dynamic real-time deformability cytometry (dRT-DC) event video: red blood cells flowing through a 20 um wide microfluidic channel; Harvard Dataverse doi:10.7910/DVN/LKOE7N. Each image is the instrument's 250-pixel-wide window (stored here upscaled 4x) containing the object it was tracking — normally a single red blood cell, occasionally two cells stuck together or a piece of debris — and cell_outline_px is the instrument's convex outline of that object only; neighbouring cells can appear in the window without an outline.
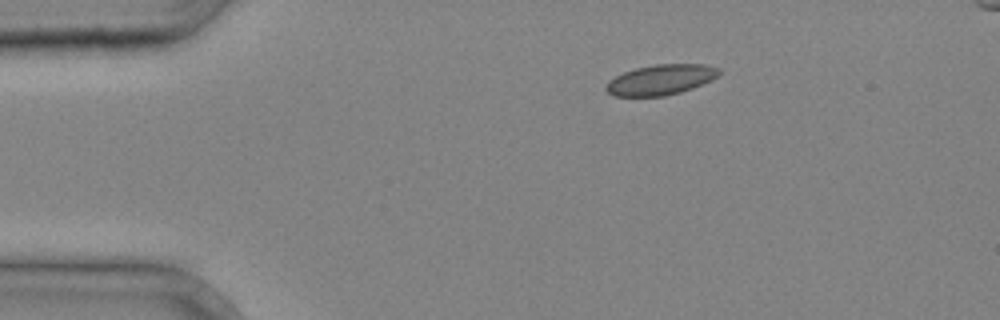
{"species": "common noctule bat (a hibernating species)", "species_latin": "Nyctalus noctula", "temperature_condition": "cold", "stored_images_in_passage": 3, "segment_of_instrument_passage": [1, 2], "camera_frame_rate_fps": 3000, "um_per_image_px": 0.085, "animal": {"sex": "male", "body_mass_g": 20.4}, "frame": {"image": 1, "passage_image": 1, "time_ms": 0.0, "image_size_px": [1000, 320], "cell_outline_px": [[720, 72], [712, 80], [692, 88], [680, 92], [664, 96], [612, 96], [604, 88], [608, 80], [624, 72], [636, 68], [656, 64], [704, 64], [720, 68]], "centroid_in_image_um": [56.15, 6.78], "position_along_channel_um": 28.9, "area_um2": 19.94}}